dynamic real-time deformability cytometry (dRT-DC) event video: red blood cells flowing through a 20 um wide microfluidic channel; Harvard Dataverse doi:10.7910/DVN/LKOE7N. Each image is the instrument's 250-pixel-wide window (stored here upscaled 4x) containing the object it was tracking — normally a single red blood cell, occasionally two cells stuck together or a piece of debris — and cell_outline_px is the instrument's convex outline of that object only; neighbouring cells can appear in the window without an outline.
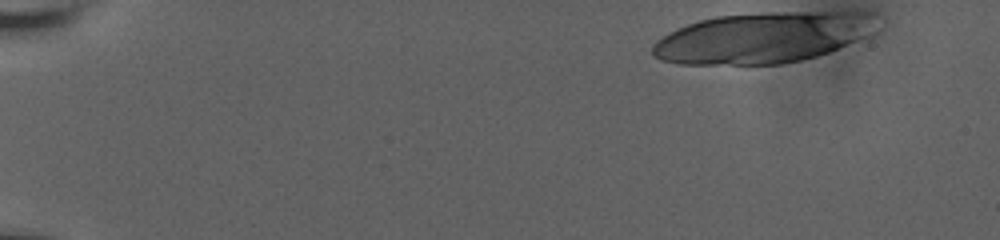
{"species": "human", "species_latin": "Homo sapiens", "temperature_condition": "room temperature", "stored_images_in_passage": 19, "camera_frame_rate_fps": 3000, "um_per_image_px": 0.085, "donor": {"sex": "male"}, "frame": {"image": 1, "passage_image": 1, "time_ms": 0.0, "image_size_px": [1000, 240], "cell_outline_px": [[884, 16], [864, 36], [828, 52], [816, 56], [800, 60], [780, 64], [676, 64], [660, 60], [652, 56], [652, 44], [656, 40], [668, 32], [676, 28], [700, 20], [716, 16], [768, 12], [880, 12]], "centroid_in_image_um": [64.8, 3.18], "position_along_channel_um": 20.2, "area_um2": 66.47}}